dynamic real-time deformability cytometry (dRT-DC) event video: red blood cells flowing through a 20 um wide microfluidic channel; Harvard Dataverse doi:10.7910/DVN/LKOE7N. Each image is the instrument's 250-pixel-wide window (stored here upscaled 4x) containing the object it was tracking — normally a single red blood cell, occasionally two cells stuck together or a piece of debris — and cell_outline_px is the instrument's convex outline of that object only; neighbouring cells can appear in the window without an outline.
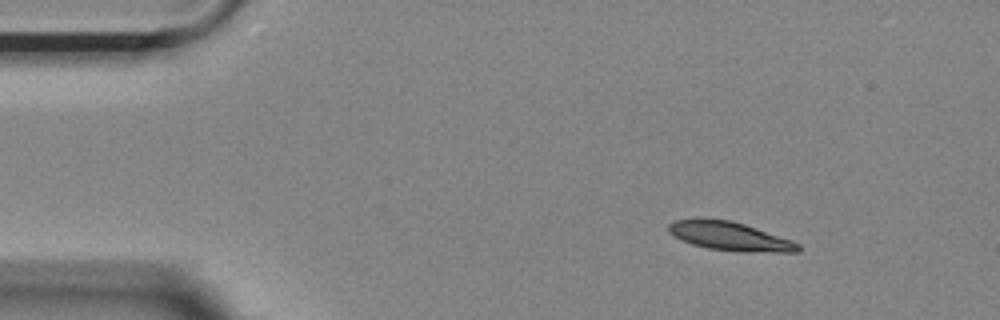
{"species": "Egyptian fruit bat (a non-hibernating species)", "species_latin": "Rousettus aegyptiacus", "temperature_condition": "room temperature", "stored_images_in_passage": 48, "camera_frame_rate_fps": 3000, "um_per_image_px": 0.085, "animal": {"sex": "female"}, "frame": {"image": 1, "passage_image": 1, "time_ms": 0.0, "image_size_px": [1000, 320], "cell_outline_px": [[800, 252], [744, 252], [708, 248], [692, 244], [668, 232], [668, 224], [672, 220], [732, 220], [792, 240], [800, 244]], "centroid_in_image_um": [62.1, 20.1], "position_along_channel_um": 22.9, "area_um2": 21.21}}
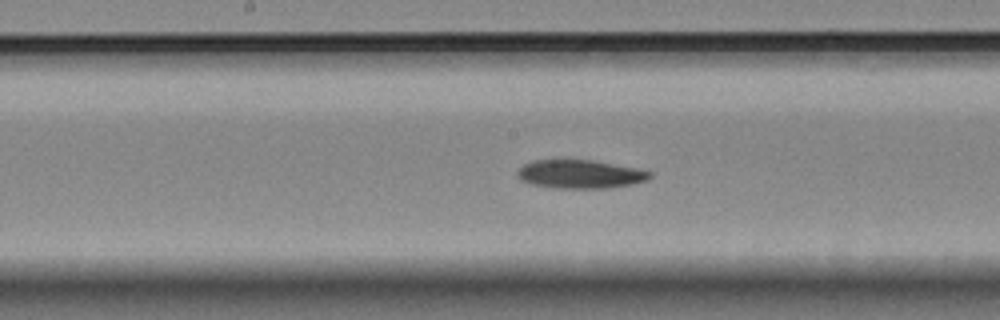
{"frame": {"image": 2, "passage_image": 21, "time_ms": 6.667, "image_size_px": [1000, 320], "cell_outline_px": [[652, 176], [648, 180], [632, 184], [608, 188], [552, 188], [532, 184], [520, 180], [516, 176], [516, 172], [524, 164], [532, 160], [556, 156], [568, 156], [592, 160], [636, 168], [652, 172]], "centroid_in_image_um": [49.22, 14.75], "position_along_channel_um": 199.0, "area_um2": 23.12}}
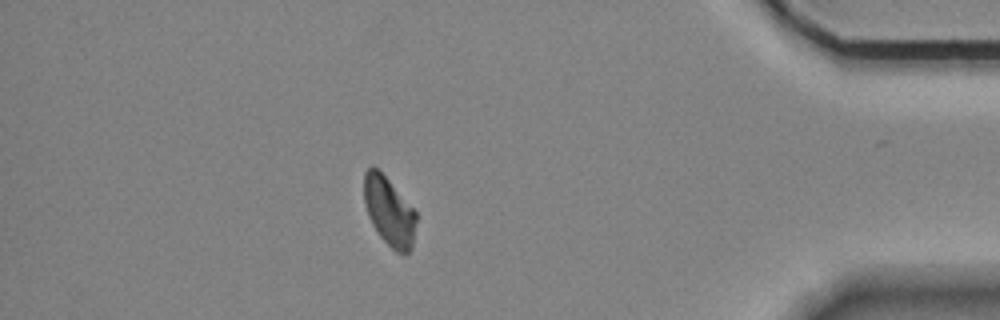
{"frame": {"image": 3, "passage_image": 41, "time_ms": 13.333, "image_size_px": [1000, 320], "cell_outline_px": [[416, 220], [412, 248], [404, 256], [396, 252], [380, 236], [372, 224], [368, 216], [364, 200], [364, 172], [372, 164], [388, 180], [416, 212]], "centroid_in_image_um": [33.07, 17.99], "position_along_channel_um": 402.1, "area_um2": 20.63}, "authors_computed_cell_mechanics": {"area_um2": 21.964, "velocity_mm_per_s": 3.67, "shape_relaxation_time_tau1_ms": 11.3349, "shape_relaxation_time_tau2_ms": 5.8862, "deformation_change_tau1": 0.1963, "deformation_change_tau2": 0.1207}}